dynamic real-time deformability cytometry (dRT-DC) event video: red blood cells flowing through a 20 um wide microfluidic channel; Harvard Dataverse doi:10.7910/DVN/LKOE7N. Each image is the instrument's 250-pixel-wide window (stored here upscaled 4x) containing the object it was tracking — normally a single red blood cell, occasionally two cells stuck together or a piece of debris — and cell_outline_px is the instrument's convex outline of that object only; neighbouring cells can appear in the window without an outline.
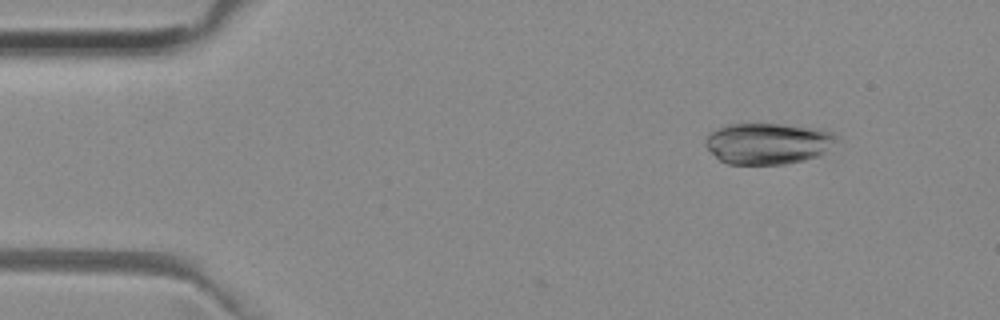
{"species": "common noctule bat (a hibernating species)", "species_latin": "Nyctalus noctula", "temperature_condition": "room temperature", "stored_images_in_passage": 8, "camera_frame_rate_fps": 3000, "um_per_image_px": 0.085, "animal": {"sex": "female", "body_mass_g": 29.2, "forearm_length_mm": 56.3}, "frame": {"image": 1, "passage_image": 1, "time_ms": 0.0, "image_size_px": [1000, 320], "cell_outline_px": [[836, 136], [828, 152], [820, 156], [804, 160], [784, 164], [728, 164], [720, 160], [704, 144], [704, 140], [708, 132], [716, 128], [728, 124], [784, 124], [820, 128], [832, 132]], "centroid_in_image_um": [65.26, 12.19], "position_along_channel_um": 19.7, "area_um2": 31.73}}
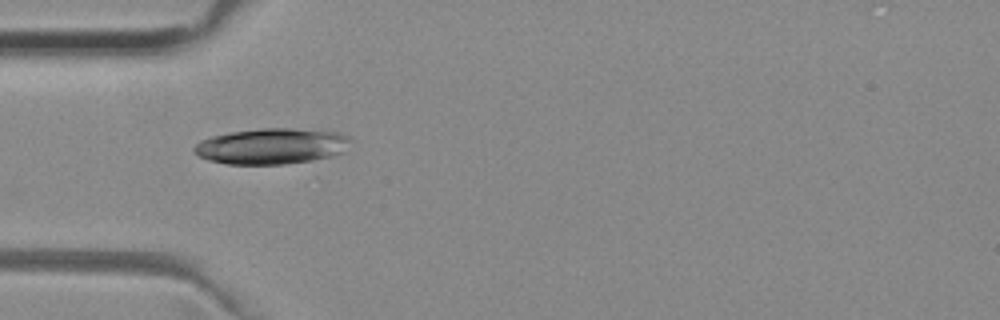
{"frame": {"image": 2, "passage_image": 4, "time_ms": 1.0, "image_size_px": [1000, 320], "cell_outline_px": [[352, 140], [344, 152], [332, 156], [312, 160], [284, 164], [228, 164], [208, 160], [200, 156], [192, 148], [200, 140], [212, 136], [232, 132], [260, 128], [292, 128], [336, 132], [348, 136]], "centroid_in_image_um": [23.1, 12.42], "position_along_channel_um": 61.9, "area_um2": 32.6}}
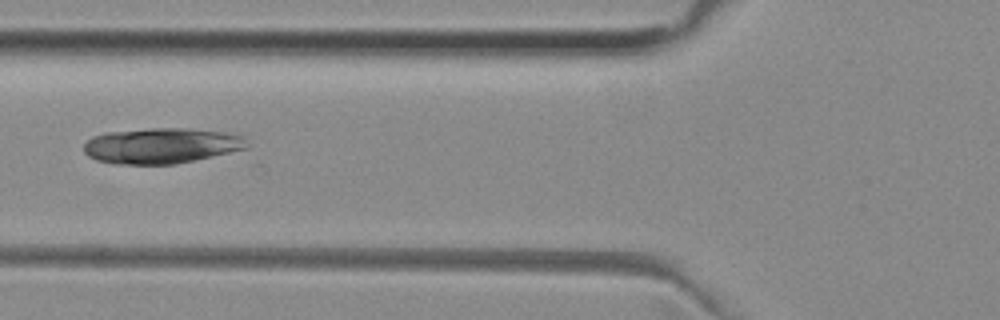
{"frame": {"image": 3, "passage_image": 5, "time_ms": 1.333, "image_size_px": [1000, 320], "cell_outline_px": [[248, 148], [176, 164], [112, 164], [96, 160], [88, 156], [84, 152], [84, 144], [92, 136], [108, 132], [148, 128], [188, 128], [228, 132], [244, 136]], "centroid_in_image_um": [13.71, 12.38], "position_along_channel_um": 112.1, "area_um2": 33.99}}